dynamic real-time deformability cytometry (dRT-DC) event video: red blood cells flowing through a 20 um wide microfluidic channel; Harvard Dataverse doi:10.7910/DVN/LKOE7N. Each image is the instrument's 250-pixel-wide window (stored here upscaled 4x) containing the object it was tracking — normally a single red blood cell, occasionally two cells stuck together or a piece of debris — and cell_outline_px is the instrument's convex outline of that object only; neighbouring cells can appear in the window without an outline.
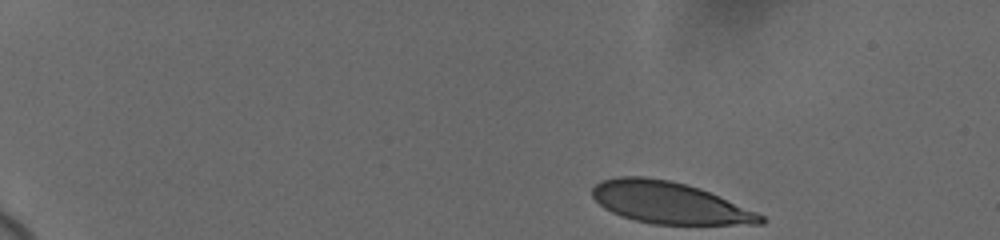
{"species": "human", "species_latin": "Homo sapiens", "temperature_condition": "cold", "stored_images_in_passage": 24, "camera_frame_rate_fps": 3000, "um_per_image_px": 0.085, "donor": {"sex": "female"}, "frame": {"image": 1, "passage_image": 1, "time_ms": 0.0, "image_size_px": [1000, 240], "cell_outline_px": [[764, 224], [652, 224], [620, 216], [604, 208], [592, 196], [592, 188], [600, 180], [616, 176], [648, 176], [672, 180], [688, 184], [700, 188], [756, 212], [764, 216]], "centroid_in_image_um": [56.85, 17.21], "position_along_channel_um": 28.2, "area_um2": 40.92}}
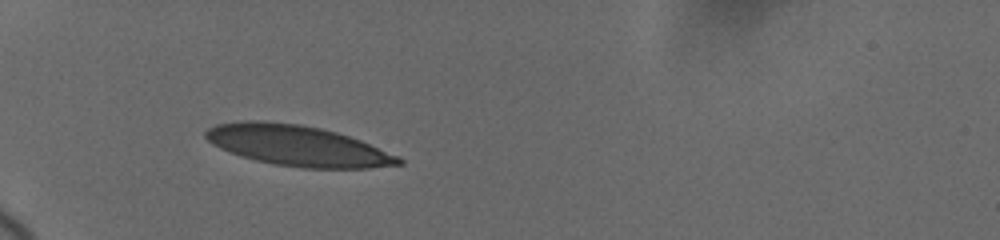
{"frame": {"image": 2, "passage_image": 23, "time_ms": 3.667, "image_size_px": [1000, 240], "cell_outline_px": [[404, 164], [368, 168], [304, 168], [272, 164], [256, 160], [220, 148], [212, 144], [204, 136], [204, 132], [208, 128], [216, 124], [244, 120], [256, 120], [300, 124], [320, 128], [336, 132], [360, 140], [400, 156], [404, 160]], "centroid_in_image_um": [25.31, 12.38], "position_along_channel_um": 59.7, "area_um2": 45.49}}